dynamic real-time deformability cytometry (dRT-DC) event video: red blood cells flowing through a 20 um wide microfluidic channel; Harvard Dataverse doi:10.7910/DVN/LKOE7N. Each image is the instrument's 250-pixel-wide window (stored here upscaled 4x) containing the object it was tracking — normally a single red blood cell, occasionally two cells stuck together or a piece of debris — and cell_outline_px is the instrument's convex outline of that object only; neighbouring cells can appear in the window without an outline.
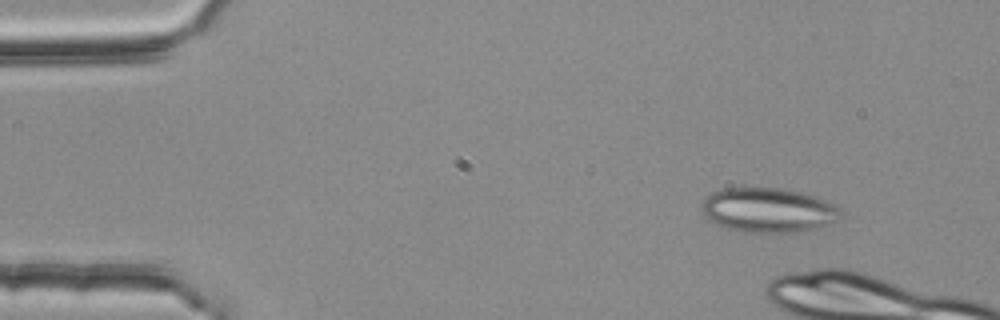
{"species": "common noctule bat (a hibernating species)", "species_latin": "Nyctalus noctula", "temperature_condition": "room temperature", "stored_images_in_passage": 5, "camera_frame_rate_fps": 3000, "um_per_image_px": 0.085, "animal": {"sex": "female", "body_mass_g": 25.1}, "frame": {"image": 1, "passage_image": 1, "time_ms": 0.0, "image_size_px": [1000, 320], "cell_outline_px": [[844, 216], [840, 220], [828, 224], [812, 228], [792, 232], [744, 232], [728, 228], [716, 224], [708, 220], [704, 216], [700, 208], [700, 204], [712, 192], [724, 188], [784, 188], [812, 196], [836, 204], [844, 212]], "centroid_in_image_um": [65.3, 17.86], "position_along_channel_um": 19.7, "area_um2": 36.13}}